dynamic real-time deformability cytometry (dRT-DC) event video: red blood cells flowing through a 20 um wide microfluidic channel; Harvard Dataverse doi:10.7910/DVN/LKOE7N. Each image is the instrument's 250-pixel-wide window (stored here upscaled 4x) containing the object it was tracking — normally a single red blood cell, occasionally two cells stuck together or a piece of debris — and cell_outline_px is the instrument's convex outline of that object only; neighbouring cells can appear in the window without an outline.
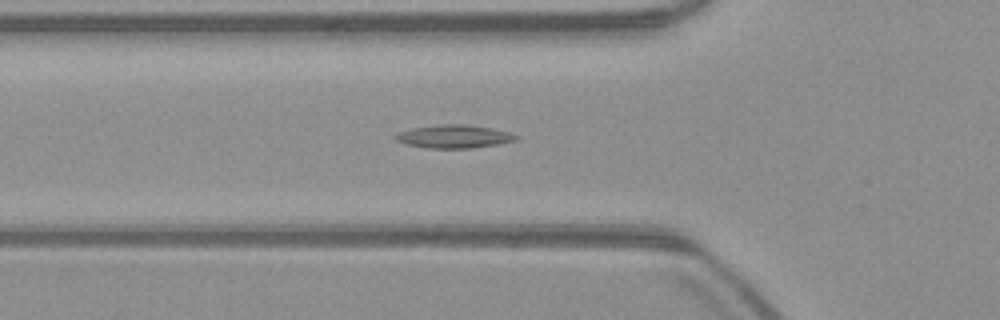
{"species": "common noctule bat (a hibernating species)", "species_latin": "Nyctalus noctula", "temperature_condition": "warm", "stored_images_in_passage": 46, "camera_frame_rate_fps": 3000, "um_per_image_px": 0.085, "animal": {"sex": "male", "body_mass_g": 23.1, "forearm_length_mm": 52.7}, "frame": {"image": 1, "passage_image": 17, "time_ms": 5.333, "image_size_px": [1000, 320], "cell_outline_px": [[520, 136], [516, 140], [496, 144], [472, 148], [428, 148], [404, 144], [396, 140], [392, 136], [400, 132], [412, 128], [444, 124], [464, 124], [492, 128], [508, 132]], "centroid_in_image_um": [38.57, 11.6], "position_along_channel_um": 87.2, "area_um2": 16.18}}
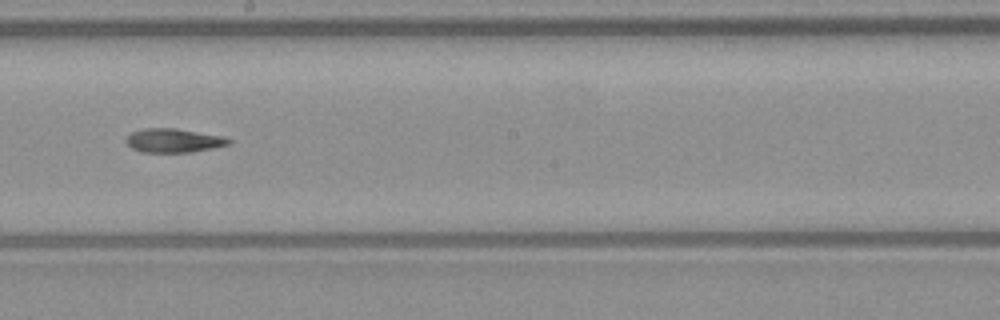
{"frame": {"image": 2, "passage_image": 28, "time_ms": 9.0, "image_size_px": [1000, 320], "cell_outline_px": [[232, 144], [192, 152], [140, 152], [132, 148], [124, 140], [132, 132], [144, 128], [176, 128], [224, 136], [232, 140]], "centroid_in_image_um": [14.78, 11.94], "position_along_channel_um": 233.4, "area_um2": 14.39}}
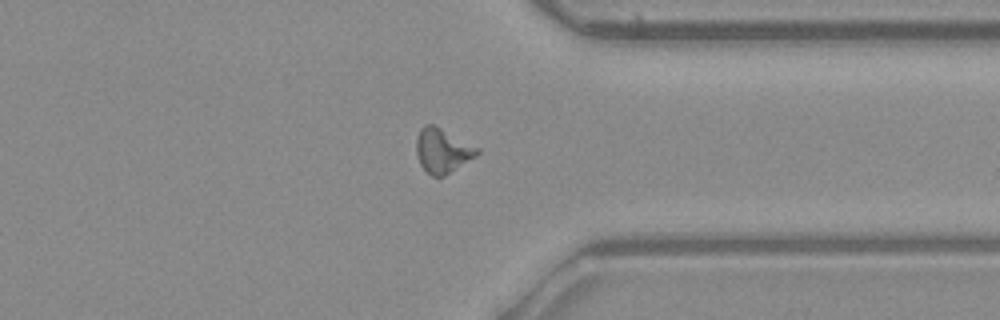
{"frame": {"image": 3, "passage_image": 39, "time_ms": 12.667, "image_size_px": [1000, 320], "cell_outline_px": [[480, 152], [476, 156], [444, 176], [432, 176], [420, 164], [416, 152], [416, 140], [420, 128], [424, 124], [432, 124], [480, 148]], "centroid_in_image_um": [37.6, 12.79], "position_along_channel_um": 373.8, "area_um2": 15.55}}